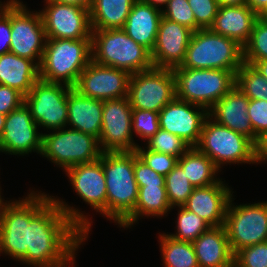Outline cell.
Wrapping results in <instances>:
<instances>
[{"mask_svg": "<svg viewBox=\"0 0 267 267\" xmlns=\"http://www.w3.org/2000/svg\"><path fill=\"white\" fill-rule=\"evenodd\" d=\"M39 80V66L31 59L12 52L0 55V84L9 86L26 96Z\"/></svg>", "mask_w": 267, "mask_h": 267, "instance_id": "cell-27", "label": "cell"}, {"mask_svg": "<svg viewBox=\"0 0 267 267\" xmlns=\"http://www.w3.org/2000/svg\"><path fill=\"white\" fill-rule=\"evenodd\" d=\"M247 114L255 132V145L258 147L267 136V101L250 99Z\"/></svg>", "mask_w": 267, "mask_h": 267, "instance_id": "cell-41", "label": "cell"}, {"mask_svg": "<svg viewBox=\"0 0 267 267\" xmlns=\"http://www.w3.org/2000/svg\"><path fill=\"white\" fill-rule=\"evenodd\" d=\"M257 161L258 163L267 161V136L260 142L257 147Z\"/></svg>", "mask_w": 267, "mask_h": 267, "instance_id": "cell-47", "label": "cell"}, {"mask_svg": "<svg viewBox=\"0 0 267 267\" xmlns=\"http://www.w3.org/2000/svg\"><path fill=\"white\" fill-rule=\"evenodd\" d=\"M165 188L169 204L173 209L176 206H183L195 187L187 179L182 167L177 164L165 176Z\"/></svg>", "mask_w": 267, "mask_h": 267, "instance_id": "cell-34", "label": "cell"}, {"mask_svg": "<svg viewBox=\"0 0 267 267\" xmlns=\"http://www.w3.org/2000/svg\"><path fill=\"white\" fill-rule=\"evenodd\" d=\"M231 192L232 189L220 179L213 185L194 188L183 206L207 221L211 227L223 226L233 194Z\"/></svg>", "mask_w": 267, "mask_h": 267, "instance_id": "cell-21", "label": "cell"}, {"mask_svg": "<svg viewBox=\"0 0 267 267\" xmlns=\"http://www.w3.org/2000/svg\"><path fill=\"white\" fill-rule=\"evenodd\" d=\"M246 5L259 15L267 7V0H246Z\"/></svg>", "mask_w": 267, "mask_h": 267, "instance_id": "cell-46", "label": "cell"}, {"mask_svg": "<svg viewBox=\"0 0 267 267\" xmlns=\"http://www.w3.org/2000/svg\"><path fill=\"white\" fill-rule=\"evenodd\" d=\"M243 60L253 65L257 60H267V22L258 18L249 41L243 46Z\"/></svg>", "mask_w": 267, "mask_h": 267, "instance_id": "cell-35", "label": "cell"}, {"mask_svg": "<svg viewBox=\"0 0 267 267\" xmlns=\"http://www.w3.org/2000/svg\"><path fill=\"white\" fill-rule=\"evenodd\" d=\"M234 267H267V241L237 251Z\"/></svg>", "mask_w": 267, "mask_h": 267, "instance_id": "cell-39", "label": "cell"}, {"mask_svg": "<svg viewBox=\"0 0 267 267\" xmlns=\"http://www.w3.org/2000/svg\"><path fill=\"white\" fill-rule=\"evenodd\" d=\"M45 1V8L39 13L42 17L46 38L91 39L90 10L79 5Z\"/></svg>", "mask_w": 267, "mask_h": 267, "instance_id": "cell-15", "label": "cell"}, {"mask_svg": "<svg viewBox=\"0 0 267 267\" xmlns=\"http://www.w3.org/2000/svg\"><path fill=\"white\" fill-rule=\"evenodd\" d=\"M196 19V31L212 26L218 13V0H188Z\"/></svg>", "mask_w": 267, "mask_h": 267, "instance_id": "cell-42", "label": "cell"}, {"mask_svg": "<svg viewBox=\"0 0 267 267\" xmlns=\"http://www.w3.org/2000/svg\"><path fill=\"white\" fill-rule=\"evenodd\" d=\"M229 201L224 228L233 254L242 248L267 241V201L233 205Z\"/></svg>", "mask_w": 267, "mask_h": 267, "instance_id": "cell-9", "label": "cell"}, {"mask_svg": "<svg viewBox=\"0 0 267 267\" xmlns=\"http://www.w3.org/2000/svg\"><path fill=\"white\" fill-rule=\"evenodd\" d=\"M140 1L161 10L162 9L161 6L162 5L166 6V4L169 0H140ZM159 6H160V8H159Z\"/></svg>", "mask_w": 267, "mask_h": 267, "instance_id": "cell-51", "label": "cell"}, {"mask_svg": "<svg viewBox=\"0 0 267 267\" xmlns=\"http://www.w3.org/2000/svg\"><path fill=\"white\" fill-rule=\"evenodd\" d=\"M71 88L66 84L41 79L33 85L31 91L24 96V103L38 126L51 131L67 127V98Z\"/></svg>", "mask_w": 267, "mask_h": 267, "instance_id": "cell-11", "label": "cell"}, {"mask_svg": "<svg viewBox=\"0 0 267 267\" xmlns=\"http://www.w3.org/2000/svg\"><path fill=\"white\" fill-rule=\"evenodd\" d=\"M6 120V115L0 113V137L3 134V128Z\"/></svg>", "mask_w": 267, "mask_h": 267, "instance_id": "cell-52", "label": "cell"}, {"mask_svg": "<svg viewBox=\"0 0 267 267\" xmlns=\"http://www.w3.org/2000/svg\"><path fill=\"white\" fill-rule=\"evenodd\" d=\"M87 217L55 196L32 191L29 245L20 261L34 267L73 266L75 252L90 232Z\"/></svg>", "mask_w": 267, "mask_h": 267, "instance_id": "cell-1", "label": "cell"}, {"mask_svg": "<svg viewBox=\"0 0 267 267\" xmlns=\"http://www.w3.org/2000/svg\"><path fill=\"white\" fill-rule=\"evenodd\" d=\"M235 85L251 100L267 101V79L252 65L243 63L236 72Z\"/></svg>", "mask_w": 267, "mask_h": 267, "instance_id": "cell-32", "label": "cell"}, {"mask_svg": "<svg viewBox=\"0 0 267 267\" xmlns=\"http://www.w3.org/2000/svg\"><path fill=\"white\" fill-rule=\"evenodd\" d=\"M176 97L172 69L152 67L130 76L128 99L132 109L160 112Z\"/></svg>", "mask_w": 267, "mask_h": 267, "instance_id": "cell-10", "label": "cell"}, {"mask_svg": "<svg viewBox=\"0 0 267 267\" xmlns=\"http://www.w3.org/2000/svg\"><path fill=\"white\" fill-rule=\"evenodd\" d=\"M243 63V46L207 28L193 32L185 58L178 67L221 69L236 74Z\"/></svg>", "mask_w": 267, "mask_h": 267, "instance_id": "cell-4", "label": "cell"}, {"mask_svg": "<svg viewBox=\"0 0 267 267\" xmlns=\"http://www.w3.org/2000/svg\"><path fill=\"white\" fill-rule=\"evenodd\" d=\"M49 134H43L41 156L46 157L55 165L68 168L91 163L101 156L99 142L93 135L67 127Z\"/></svg>", "mask_w": 267, "mask_h": 267, "instance_id": "cell-8", "label": "cell"}, {"mask_svg": "<svg viewBox=\"0 0 267 267\" xmlns=\"http://www.w3.org/2000/svg\"><path fill=\"white\" fill-rule=\"evenodd\" d=\"M91 61V39L47 38L39 65V79L74 87Z\"/></svg>", "mask_w": 267, "mask_h": 267, "instance_id": "cell-3", "label": "cell"}, {"mask_svg": "<svg viewBox=\"0 0 267 267\" xmlns=\"http://www.w3.org/2000/svg\"><path fill=\"white\" fill-rule=\"evenodd\" d=\"M252 66L267 79V60H257Z\"/></svg>", "mask_w": 267, "mask_h": 267, "instance_id": "cell-49", "label": "cell"}, {"mask_svg": "<svg viewBox=\"0 0 267 267\" xmlns=\"http://www.w3.org/2000/svg\"><path fill=\"white\" fill-rule=\"evenodd\" d=\"M46 39L41 14L29 11L20 0H11L10 52L39 66Z\"/></svg>", "mask_w": 267, "mask_h": 267, "instance_id": "cell-12", "label": "cell"}, {"mask_svg": "<svg viewBox=\"0 0 267 267\" xmlns=\"http://www.w3.org/2000/svg\"><path fill=\"white\" fill-rule=\"evenodd\" d=\"M106 182V218L118 225L135 209L138 185L134 177V152H102Z\"/></svg>", "mask_w": 267, "mask_h": 267, "instance_id": "cell-2", "label": "cell"}, {"mask_svg": "<svg viewBox=\"0 0 267 267\" xmlns=\"http://www.w3.org/2000/svg\"><path fill=\"white\" fill-rule=\"evenodd\" d=\"M159 130V113L149 110L133 109L132 131L136 136L149 140Z\"/></svg>", "mask_w": 267, "mask_h": 267, "instance_id": "cell-37", "label": "cell"}, {"mask_svg": "<svg viewBox=\"0 0 267 267\" xmlns=\"http://www.w3.org/2000/svg\"><path fill=\"white\" fill-rule=\"evenodd\" d=\"M67 108V125H70L71 129L93 135L99 140L103 100L85 97L72 87L68 91Z\"/></svg>", "mask_w": 267, "mask_h": 267, "instance_id": "cell-23", "label": "cell"}, {"mask_svg": "<svg viewBox=\"0 0 267 267\" xmlns=\"http://www.w3.org/2000/svg\"><path fill=\"white\" fill-rule=\"evenodd\" d=\"M194 31L162 16L152 49L153 67L174 69L181 65Z\"/></svg>", "mask_w": 267, "mask_h": 267, "instance_id": "cell-19", "label": "cell"}, {"mask_svg": "<svg viewBox=\"0 0 267 267\" xmlns=\"http://www.w3.org/2000/svg\"><path fill=\"white\" fill-rule=\"evenodd\" d=\"M250 99L235 85L209 110L216 123L248 137L255 144V132L247 114Z\"/></svg>", "mask_w": 267, "mask_h": 267, "instance_id": "cell-22", "label": "cell"}, {"mask_svg": "<svg viewBox=\"0 0 267 267\" xmlns=\"http://www.w3.org/2000/svg\"><path fill=\"white\" fill-rule=\"evenodd\" d=\"M161 12L164 18L196 31V19L188 0H169Z\"/></svg>", "mask_w": 267, "mask_h": 267, "instance_id": "cell-38", "label": "cell"}, {"mask_svg": "<svg viewBox=\"0 0 267 267\" xmlns=\"http://www.w3.org/2000/svg\"><path fill=\"white\" fill-rule=\"evenodd\" d=\"M11 0L0 6V55L10 52Z\"/></svg>", "mask_w": 267, "mask_h": 267, "instance_id": "cell-44", "label": "cell"}, {"mask_svg": "<svg viewBox=\"0 0 267 267\" xmlns=\"http://www.w3.org/2000/svg\"><path fill=\"white\" fill-rule=\"evenodd\" d=\"M161 18L160 9L136 0L122 29L131 39L151 53Z\"/></svg>", "mask_w": 267, "mask_h": 267, "instance_id": "cell-26", "label": "cell"}, {"mask_svg": "<svg viewBox=\"0 0 267 267\" xmlns=\"http://www.w3.org/2000/svg\"><path fill=\"white\" fill-rule=\"evenodd\" d=\"M178 216L176 221V233L167 234L178 241H195L203 232L211 226L194 212L187 210L184 206H178Z\"/></svg>", "mask_w": 267, "mask_h": 267, "instance_id": "cell-33", "label": "cell"}, {"mask_svg": "<svg viewBox=\"0 0 267 267\" xmlns=\"http://www.w3.org/2000/svg\"><path fill=\"white\" fill-rule=\"evenodd\" d=\"M207 117L208 110L205 107L175 97L159 112V128L195 147Z\"/></svg>", "mask_w": 267, "mask_h": 267, "instance_id": "cell-18", "label": "cell"}, {"mask_svg": "<svg viewBox=\"0 0 267 267\" xmlns=\"http://www.w3.org/2000/svg\"><path fill=\"white\" fill-rule=\"evenodd\" d=\"M258 17L264 19L267 22V16H258Z\"/></svg>", "mask_w": 267, "mask_h": 267, "instance_id": "cell-54", "label": "cell"}, {"mask_svg": "<svg viewBox=\"0 0 267 267\" xmlns=\"http://www.w3.org/2000/svg\"><path fill=\"white\" fill-rule=\"evenodd\" d=\"M159 239L163 266L199 267L192 242L178 241L165 233Z\"/></svg>", "mask_w": 267, "mask_h": 267, "instance_id": "cell-31", "label": "cell"}, {"mask_svg": "<svg viewBox=\"0 0 267 267\" xmlns=\"http://www.w3.org/2000/svg\"><path fill=\"white\" fill-rule=\"evenodd\" d=\"M137 156L158 174L166 176L177 164L178 157L165 153L153 152L138 145L135 150Z\"/></svg>", "mask_w": 267, "mask_h": 267, "instance_id": "cell-40", "label": "cell"}, {"mask_svg": "<svg viewBox=\"0 0 267 267\" xmlns=\"http://www.w3.org/2000/svg\"><path fill=\"white\" fill-rule=\"evenodd\" d=\"M258 18L248 5L219 6L210 29L244 46L249 41L253 25Z\"/></svg>", "mask_w": 267, "mask_h": 267, "instance_id": "cell-25", "label": "cell"}, {"mask_svg": "<svg viewBox=\"0 0 267 267\" xmlns=\"http://www.w3.org/2000/svg\"><path fill=\"white\" fill-rule=\"evenodd\" d=\"M134 177L138 186L165 184V176L145 164L134 151Z\"/></svg>", "mask_w": 267, "mask_h": 267, "instance_id": "cell-43", "label": "cell"}, {"mask_svg": "<svg viewBox=\"0 0 267 267\" xmlns=\"http://www.w3.org/2000/svg\"><path fill=\"white\" fill-rule=\"evenodd\" d=\"M195 147L208 156L219 170L227 163H258L257 146L248 137L216 123L209 116L203 123Z\"/></svg>", "mask_w": 267, "mask_h": 267, "instance_id": "cell-7", "label": "cell"}, {"mask_svg": "<svg viewBox=\"0 0 267 267\" xmlns=\"http://www.w3.org/2000/svg\"><path fill=\"white\" fill-rule=\"evenodd\" d=\"M172 209L169 204L165 184L138 186L135 209L119 224L123 228L133 226L139 217H162Z\"/></svg>", "mask_w": 267, "mask_h": 267, "instance_id": "cell-28", "label": "cell"}, {"mask_svg": "<svg viewBox=\"0 0 267 267\" xmlns=\"http://www.w3.org/2000/svg\"><path fill=\"white\" fill-rule=\"evenodd\" d=\"M176 98L209 110L236 83L233 71L221 69H187L175 67Z\"/></svg>", "mask_w": 267, "mask_h": 267, "instance_id": "cell-6", "label": "cell"}, {"mask_svg": "<svg viewBox=\"0 0 267 267\" xmlns=\"http://www.w3.org/2000/svg\"><path fill=\"white\" fill-rule=\"evenodd\" d=\"M3 200L4 199H2L1 194H0V206H1L2 202H3Z\"/></svg>", "mask_w": 267, "mask_h": 267, "instance_id": "cell-55", "label": "cell"}, {"mask_svg": "<svg viewBox=\"0 0 267 267\" xmlns=\"http://www.w3.org/2000/svg\"><path fill=\"white\" fill-rule=\"evenodd\" d=\"M219 6H241L246 5V0H218Z\"/></svg>", "mask_w": 267, "mask_h": 267, "instance_id": "cell-50", "label": "cell"}, {"mask_svg": "<svg viewBox=\"0 0 267 267\" xmlns=\"http://www.w3.org/2000/svg\"><path fill=\"white\" fill-rule=\"evenodd\" d=\"M92 61L130 74L153 67L150 52L123 29L92 30Z\"/></svg>", "mask_w": 267, "mask_h": 267, "instance_id": "cell-5", "label": "cell"}, {"mask_svg": "<svg viewBox=\"0 0 267 267\" xmlns=\"http://www.w3.org/2000/svg\"><path fill=\"white\" fill-rule=\"evenodd\" d=\"M146 148L153 152L165 153L180 158L191 146L183 139L161 128L147 140Z\"/></svg>", "mask_w": 267, "mask_h": 267, "instance_id": "cell-36", "label": "cell"}, {"mask_svg": "<svg viewBox=\"0 0 267 267\" xmlns=\"http://www.w3.org/2000/svg\"><path fill=\"white\" fill-rule=\"evenodd\" d=\"M136 0H94L90 8L92 30L122 29Z\"/></svg>", "mask_w": 267, "mask_h": 267, "instance_id": "cell-29", "label": "cell"}, {"mask_svg": "<svg viewBox=\"0 0 267 267\" xmlns=\"http://www.w3.org/2000/svg\"><path fill=\"white\" fill-rule=\"evenodd\" d=\"M33 120L28 107L23 103L6 115L3 134L0 137V152L10 155L41 154L43 133Z\"/></svg>", "mask_w": 267, "mask_h": 267, "instance_id": "cell-17", "label": "cell"}, {"mask_svg": "<svg viewBox=\"0 0 267 267\" xmlns=\"http://www.w3.org/2000/svg\"><path fill=\"white\" fill-rule=\"evenodd\" d=\"M30 193L22 200L2 202L0 206V254L20 261L29 245Z\"/></svg>", "mask_w": 267, "mask_h": 267, "instance_id": "cell-14", "label": "cell"}, {"mask_svg": "<svg viewBox=\"0 0 267 267\" xmlns=\"http://www.w3.org/2000/svg\"><path fill=\"white\" fill-rule=\"evenodd\" d=\"M132 107L128 97L103 101L102 128L99 137L101 152H134Z\"/></svg>", "mask_w": 267, "mask_h": 267, "instance_id": "cell-13", "label": "cell"}, {"mask_svg": "<svg viewBox=\"0 0 267 267\" xmlns=\"http://www.w3.org/2000/svg\"><path fill=\"white\" fill-rule=\"evenodd\" d=\"M51 1L60 2L68 5H79L81 7L90 10L94 0H51Z\"/></svg>", "mask_w": 267, "mask_h": 267, "instance_id": "cell-48", "label": "cell"}, {"mask_svg": "<svg viewBox=\"0 0 267 267\" xmlns=\"http://www.w3.org/2000/svg\"><path fill=\"white\" fill-rule=\"evenodd\" d=\"M199 267H234L224 226L211 227L192 242Z\"/></svg>", "mask_w": 267, "mask_h": 267, "instance_id": "cell-24", "label": "cell"}, {"mask_svg": "<svg viewBox=\"0 0 267 267\" xmlns=\"http://www.w3.org/2000/svg\"><path fill=\"white\" fill-rule=\"evenodd\" d=\"M131 74L123 69L103 66L91 61L80 73L73 87L81 95L100 100L128 97Z\"/></svg>", "mask_w": 267, "mask_h": 267, "instance_id": "cell-16", "label": "cell"}, {"mask_svg": "<svg viewBox=\"0 0 267 267\" xmlns=\"http://www.w3.org/2000/svg\"><path fill=\"white\" fill-rule=\"evenodd\" d=\"M24 103V95L18 90L0 84V113L8 115Z\"/></svg>", "mask_w": 267, "mask_h": 267, "instance_id": "cell-45", "label": "cell"}, {"mask_svg": "<svg viewBox=\"0 0 267 267\" xmlns=\"http://www.w3.org/2000/svg\"><path fill=\"white\" fill-rule=\"evenodd\" d=\"M65 172L77 195L106 217V182L101 156L94 162L72 166Z\"/></svg>", "mask_w": 267, "mask_h": 267, "instance_id": "cell-20", "label": "cell"}, {"mask_svg": "<svg viewBox=\"0 0 267 267\" xmlns=\"http://www.w3.org/2000/svg\"><path fill=\"white\" fill-rule=\"evenodd\" d=\"M258 16H267V7Z\"/></svg>", "mask_w": 267, "mask_h": 267, "instance_id": "cell-53", "label": "cell"}, {"mask_svg": "<svg viewBox=\"0 0 267 267\" xmlns=\"http://www.w3.org/2000/svg\"><path fill=\"white\" fill-rule=\"evenodd\" d=\"M178 164L195 188L210 186L220 180L216 177L220 170L208 156L200 152L196 147H191L178 158Z\"/></svg>", "mask_w": 267, "mask_h": 267, "instance_id": "cell-30", "label": "cell"}]
</instances>
